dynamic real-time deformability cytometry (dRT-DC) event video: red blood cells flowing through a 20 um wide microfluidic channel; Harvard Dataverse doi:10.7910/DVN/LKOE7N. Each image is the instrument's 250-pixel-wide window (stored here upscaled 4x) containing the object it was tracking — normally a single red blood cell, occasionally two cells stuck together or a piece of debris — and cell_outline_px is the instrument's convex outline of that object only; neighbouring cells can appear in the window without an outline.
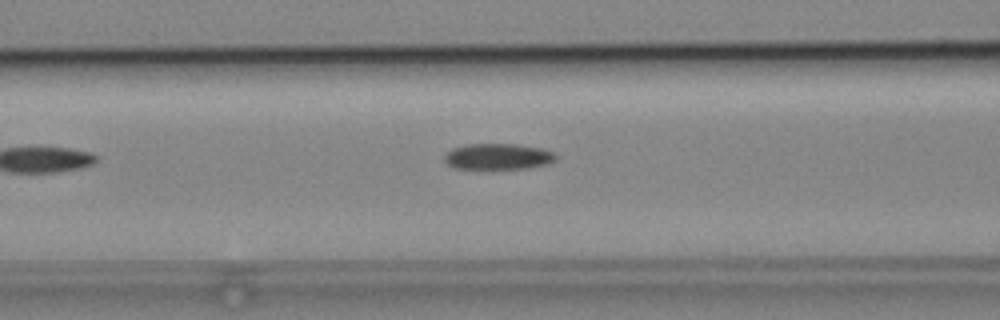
{"species": "common noctule bat (a hibernating species)", "species_latin": "Nyctalus noctula", "temperature_condition": "cold", "stored_images_in_passage": 3, "camera_frame_rate_fps": 3000, "um_per_image_px": 0.085, "animal": {"sex": "male", "body_mass_g": 19.2, "forearm_length_mm": 51.8}, "frame": {"image": 1, "passage_image": 3, "time_ms": 2.333, "image_size_px": [1000, 320], "cell_outline_px": [[556, 160], [548, 164], [528, 168], [492, 172], [488, 172], [452, 168], [444, 160], [444, 156], [452, 148], [464, 144], [516, 144], [540, 148], [556, 152]], "centroid_in_image_um": [42.3, 13.37], "position_along_channel_um": 124.3, "area_um2": 18.03}}